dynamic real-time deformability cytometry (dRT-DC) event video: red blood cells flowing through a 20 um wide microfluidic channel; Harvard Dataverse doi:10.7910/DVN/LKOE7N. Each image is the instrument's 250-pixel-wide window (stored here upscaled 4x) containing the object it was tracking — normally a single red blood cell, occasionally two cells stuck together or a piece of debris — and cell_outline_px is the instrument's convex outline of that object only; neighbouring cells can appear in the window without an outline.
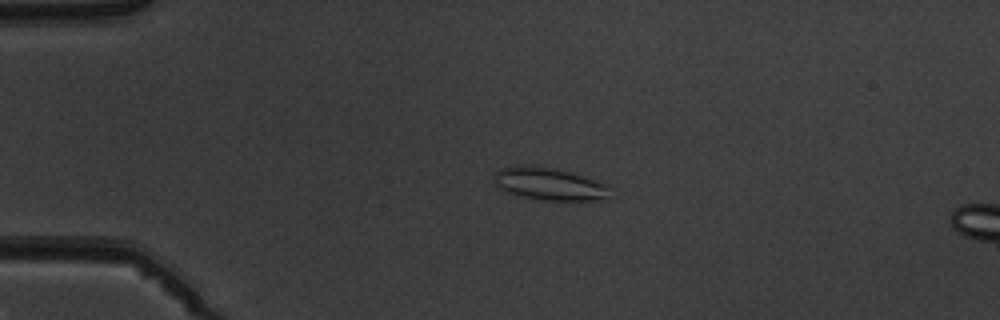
{"species": "common noctule bat (a hibernating species)", "species_latin": "Nyctalus noctula", "temperature_condition": "warm", "stored_images_in_passage": 4, "camera_frame_rate_fps": 3000, "um_per_image_px": 0.085, "animal": {"sex": "male", "body_mass_g": 19.5, "forearm_length_mm": 54.6}, "frame": {"image": 1, "passage_image": 3, "time_ms": 3.0, "image_size_px": [1000, 320], "cell_outline_px": [[612, 188], [608, 200], [540, 200], [504, 192], [496, 184], [496, 172], [504, 168], [524, 164], [556, 168], [584, 176], [608, 184]], "centroid_in_image_um": [46.78, 15.64], "position_along_channel_um": 38.2, "area_um2": 22.14}}